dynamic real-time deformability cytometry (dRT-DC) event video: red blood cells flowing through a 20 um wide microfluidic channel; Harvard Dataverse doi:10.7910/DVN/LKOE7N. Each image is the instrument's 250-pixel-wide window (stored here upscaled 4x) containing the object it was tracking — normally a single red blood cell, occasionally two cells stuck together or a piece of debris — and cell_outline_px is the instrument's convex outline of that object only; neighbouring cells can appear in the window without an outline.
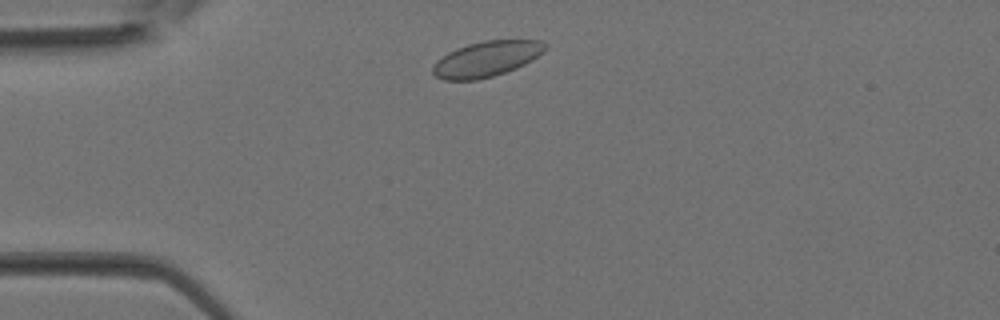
{"species": "Egyptian fruit bat (a non-hibernating species)", "species_latin": "Rousettus aegyptiacus", "temperature_condition": "room temperature", "stored_images_in_passage": 30, "camera_frame_rate_fps": 3000, "um_per_image_px": 0.085, "animal": {"sex": "female"}, "frame": {"image": 1, "passage_image": 2, "time_ms": 0.333, "image_size_px": [1000, 320], "cell_outline_px": [[548, 44], [544, 52], [532, 60], [516, 68], [492, 76], [476, 80], [444, 80], [436, 76], [432, 72], [432, 64], [436, 60], [448, 52], [456, 48], [468, 44], [484, 40], [540, 40]], "centroid_in_image_um": [41.34, 5.0], "position_along_channel_um": 43.7, "area_um2": 23.29}}
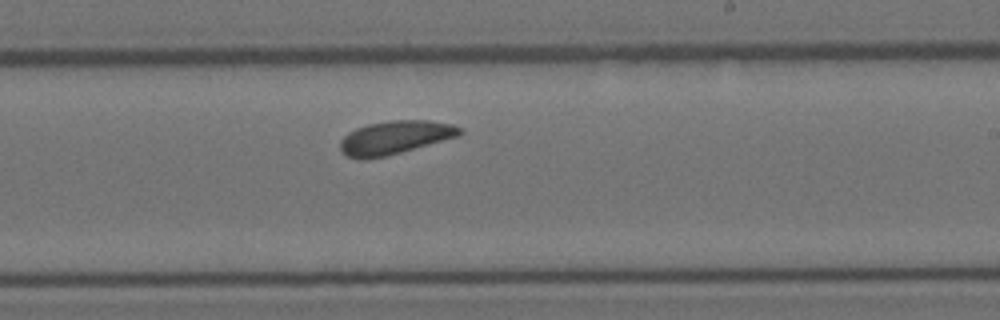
{"frame": {"image": 2, "passage_image": 15, "time_ms": 4.667, "image_size_px": [1000, 320], "cell_outline_px": [[464, 132], [460, 136], [400, 152], [384, 156], [360, 160], [348, 156], [340, 152], [340, 140], [348, 132], [356, 128], [368, 124], [392, 120], [428, 120], [452, 124], [460, 128]], "centroid_in_image_um": [33.56, 11.68], "position_along_channel_um": 255.4, "area_um2": 23.24}}
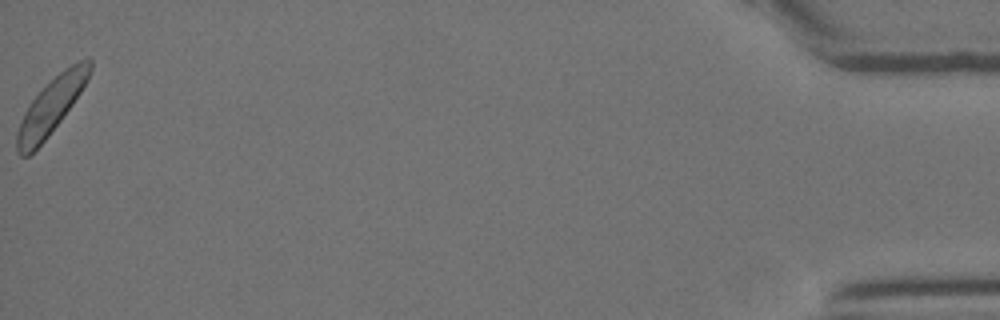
{"frame": {"image": 3, "passage_image": 30, "time_ms": 9.667, "image_size_px": [1000, 320], "cell_outline_px": [[92, 68], [88, 80], [72, 104], [48, 136], [28, 156], [20, 156], [16, 152], [16, 132], [20, 120], [24, 112], [32, 100], [64, 68], [88, 56], [92, 60]], "centroid_in_image_um": [4.34, 9.01], "position_along_channel_um": 430.9, "area_um2": 23.18}}